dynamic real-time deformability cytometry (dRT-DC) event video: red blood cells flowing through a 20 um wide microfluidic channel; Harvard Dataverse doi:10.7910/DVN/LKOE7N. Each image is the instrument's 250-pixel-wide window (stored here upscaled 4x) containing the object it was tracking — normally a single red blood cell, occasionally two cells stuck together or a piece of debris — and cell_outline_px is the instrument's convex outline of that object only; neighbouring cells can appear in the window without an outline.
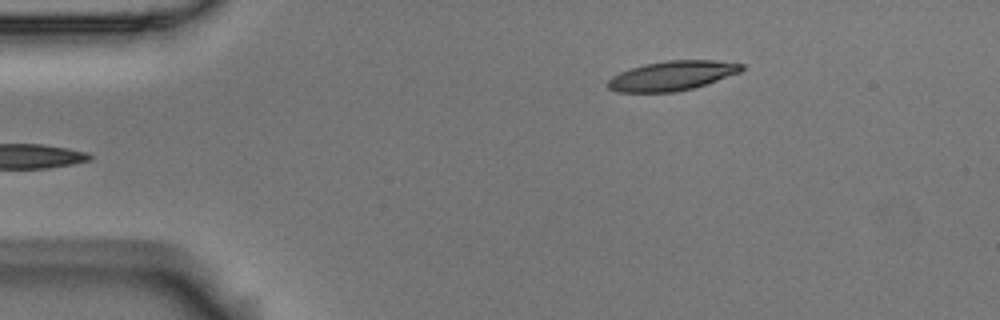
{"species": "Egyptian fruit bat (a non-hibernating species)", "species_latin": "Rousettus aegyptiacus", "temperature_condition": "room temperature", "stored_images_in_passage": 3, "camera_frame_rate_fps": 3000, "um_per_image_px": 0.085, "animal": {"sex": "male"}, "frame": {"image": 1, "passage_image": 3, "time_ms": 0.667, "image_size_px": [1000, 320], "cell_outline_px": [[744, 68], [740, 72], [692, 88], [676, 92], [616, 92], [608, 88], [604, 84], [612, 76], [620, 72], [644, 64], [668, 60], [716, 60], [744, 64]], "centroid_in_image_um": [57.08, 6.43], "position_along_channel_um": 27.9, "area_um2": 22.95}}